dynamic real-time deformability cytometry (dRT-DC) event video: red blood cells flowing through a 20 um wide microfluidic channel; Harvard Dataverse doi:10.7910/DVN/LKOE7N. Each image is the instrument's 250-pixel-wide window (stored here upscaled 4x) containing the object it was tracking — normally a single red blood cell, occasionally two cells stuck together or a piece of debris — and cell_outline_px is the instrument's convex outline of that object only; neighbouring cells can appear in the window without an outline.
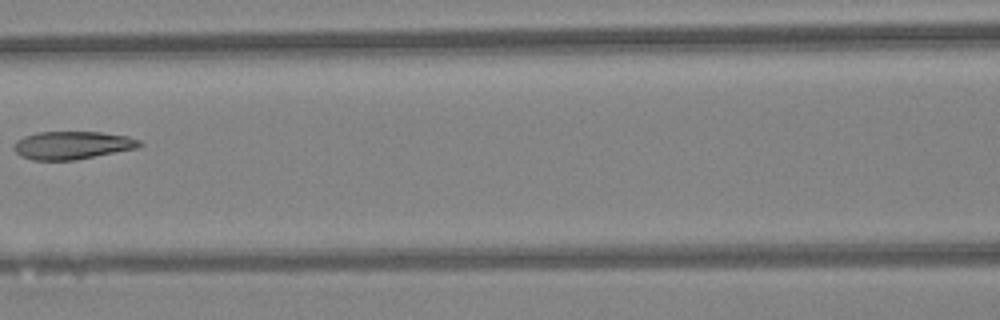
{"species": "Egyptian fruit bat (a non-hibernating species)", "species_latin": "Rousettus aegyptiacus", "temperature_condition": "warm", "stored_images_in_passage": 6, "camera_frame_rate_fps": 3000, "um_per_image_px": 0.085, "animal": {"sex": "female"}, "frame": {"image": 1, "passage_image": 6, "time_ms": 1.667, "image_size_px": [1000, 320], "cell_outline_px": [[144, 144], [140, 148], [76, 160], [32, 160], [20, 156], [12, 148], [16, 140], [24, 136], [36, 132], [100, 132], [128, 136], [140, 140]], "centroid_in_image_um": [6.17, 12.35], "position_along_channel_um": 160.4, "area_um2": 20.81}}